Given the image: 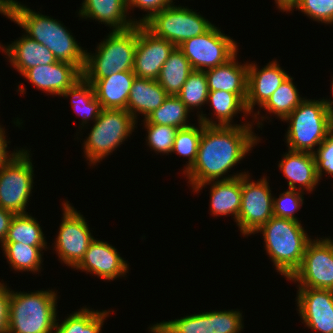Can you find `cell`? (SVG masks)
I'll list each match as a JSON object with an SVG mask.
<instances>
[{"mask_svg": "<svg viewBox=\"0 0 333 333\" xmlns=\"http://www.w3.org/2000/svg\"><path fill=\"white\" fill-rule=\"evenodd\" d=\"M5 130L0 125V168L4 166L12 157H14L19 150H13L14 152L9 153L7 151V143H10V141L6 140Z\"/></svg>", "mask_w": 333, "mask_h": 333, "instance_id": "cell-44", "label": "cell"}, {"mask_svg": "<svg viewBox=\"0 0 333 333\" xmlns=\"http://www.w3.org/2000/svg\"><path fill=\"white\" fill-rule=\"evenodd\" d=\"M331 93L333 95V78H332V86H331ZM325 100V103H326V107L327 109L329 110V112L333 115V100H330V99H324Z\"/></svg>", "mask_w": 333, "mask_h": 333, "instance_id": "cell-47", "label": "cell"}, {"mask_svg": "<svg viewBox=\"0 0 333 333\" xmlns=\"http://www.w3.org/2000/svg\"><path fill=\"white\" fill-rule=\"evenodd\" d=\"M57 292L10 289L8 333H55Z\"/></svg>", "mask_w": 333, "mask_h": 333, "instance_id": "cell-4", "label": "cell"}, {"mask_svg": "<svg viewBox=\"0 0 333 333\" xmlns=\"http://www.w3.org/2000/svg\"><path fill=\"white\" fill-rule=\"evenodd\" d=\"M7 262L15 271L39 272L43 263V249L47 246H30L19 242H4L1 245Z\"/></svg>", "mask_w": 333, "mask_h": 333, "instance_id": "cell-30", "label": "cell"}, {"mask_svg": "<svg viewBox=\"0 0 333 333\" xmlns=\"http://www.w3.org/2000/svg\"><path fill=\"white\" fill-rule=\"evenodd\" d=\"M137 122L125 109H103L83 143L89 165L111 155L134 132Z\"/></svg>", "mask_w": 333, "mask_h": 333, "instance_id": "cell-7", "label": "cell"}, {"mask_svg": "<svg viewBox=\"0 0 333 333\" xmlns=\"http://www.w3.org/2000/svg\"><path fill=\"white\" fill-rule=\"evenodd\" d=\"M210 212L213 216H234L235 222L241 206L242 176L230 180L210 181L198 185L193 192L199 193L210 185Z\"/></svg>", "mask_w": 333, "mask_h": 333, "instance_id": "cell-23", "label": "cell"}, {"mask_svg": "<svg viewBox=\"0 0 333 333\" xmlns=\"http://www.w3.org/2000/svg\"><path fill=\"white\" fill-rule=\"evenodd\" d=\"M267 178L251 181L250 175L242 176L241 206L236 225L243 236L254 234L273 217V196Z\"/></svg>", "mask_w": 333, "mask_h": 333, "instance_id": "cell-13", "label": "cell"}, {"mask_svg": "<svg viewBox=\"0 0 333 333\" xmlns=\"http://www.w3.org/2000/svg\"><path fill=\"white\" fill-rule=\"evenodd\" d=\"M283 156L278 168L288 180V189L311 193L319 184L314 154L288 149Z\"/></svg>", "mask_w": 333, "mask_h": 333, "instance_id": "cell-19", "label": "cell"}, {"mask_svg": "<svg viewBox=\"0 0 333 333\" xmlns=\"http://www.w3.org/2000/svg\"><path fill=\"white\" fill-rule=\"evenodd\" d=\"M168 96L157 80L135 77L127 101L126 111L136 121L138 114L144 115V119H146L163 104Z\"/></svg>", "mask_w": 333, "mask_h": 333, "instance_id": "cell-25", "label": "cell"}, {"mask_svg": "<svg viewBox=\"0 0 333 333\" xmlns=\"http://www.w3.org/2000/svg\"><path fill=\"white\" fill-rule=\"evenodd\" d=\"M132 71L117 72L100 80H87L94 87L97 100L103 109H127L132 83Z\"/></svg>", "mask_w": 333, "mask_h": 333, "instance_id": "cell-24", "label": "cell"}, {"mask_svg": "<svg viewBox=\"0 0 333 333\" xmlns=\"http://www.w3.org/2000/svg\"><path fill=\"white\" fill-rule=\"evenodd\" d=\"M304 193L300 190L287 189L281 192L279 198L273 197V216L299 221L295 212L297 213L304 203Z\"/></svg>", "mask_w": 333, "mask_h": 333, "instance_id": "cell-39", "label": "cell"}, {"mask_svg": "<svg viewBox=\"0 0 333 333\" xmlns=\"http://www.w3.org/2000/svg\"><path fill=\"white\" fill-rule=\"evenodd\" d=\"M178 48L198 71L225 64L239 49L237 42L214 24L205 33L185 40Z\"/></svg>", "mask_w": 333, "mask_h": 333, "instance_id": "cell-10", "label": "cell"}, {"mask_svg": "<svg viewBox=\"0 0 333 333\" xmlns=\"http://www.w3.org/2000/svg\"><path fill=\"white\" fill-rule=\"evenodd\" d=\"M199 127L193 124L185 128H179L175 135V141L171 153H177L180 156L188 157V163L183 169L186 172L195 162L199 141L202 135V122L198 121Z\"/></svg>", "mask_w": 333, "mask_h": 333, "instance_id": "cell-36", "label": "cell"}, {"mask_svg": "<svg viewBox=\"0 0 333 333\" xmlns=\"http://www.w3.org/2000/svg\"><path fill=\"white\" fill-rule=\"evenodd\" d=\"M62 205V222L53 249H55L59 261L61 260L66 266L75 269L95 238L81 212L77 211L67 200Z\"/></svg>", "mask_w": 333, "mask_h": 333, "instance_id": "cell-11", "label": "cell"}, {"mask_svg": "<svg viewBox=\"0 0 333 333\" xmlns=\"http://www.w3.org/2000/svg\"><path fill=\"white\" fill-rule=\"evenodd\" d=\"M288 280L297 283L298 288L333 290V239H311L301 266Z\"/></svg>", "mask_w": 333, "mask_h": 333, "instance_id": "cell-12", "label": "cell"}, {"mask_svg": "<svg viewBox=\"0 0 333 333\" xmlns=\"http://www.w3.org/2000/svg\"><path fill=\"white\" fill-rule=\"evenodd\" d=\"M288 76L289 74L280 67L277 60L269 62L261 69L255 63H248L247 97L245 101L248 112L253 113L256 104L261 109Z\"/></svg>", "mask_w": 333, "mask_h": 333, "instance_id": "cell-17", "label": "cell"}, {"mask_svg": "<svg viewBox=\"0 0 333 333\" xmlns=\"http://www.w3.org/2000/svg\"><path fill=\"white\" fill-rule=\"evenodd\" d=\"M252 126L248 121L231 126L202 123L196 160L183 173L186 174L185 177L193 190L206 182L230 180L247 174L244 171L225 176L260 142V137L256 136Z\"/></svg>", "mask_w": 333, "mask_h": 333, "instance_id": "cell-1", "label": "cell"}, {"mask_svg": "<svg viewBox=\"0 0 333 333\" xmlns=\"http://www.w3.org/2000/svg\"><path fill=\"white\" fill-rule=\"evenodd\" d=\"M10 288L0 282V333H8Z\"/></svg>", "mask_w": 333, "mask_h": 333, "instance_id": "cell-43", "label": "cell"}, {"mask_svg": "<svg viewBox=\"0 0 333 333\" xmlns=\"http://www.w3.org/2000/svg\"><path fill=\"white\" fill-rule=\"evenodd\" d=\"M190 112L177 96L169 95L159 108L143 119V122L144 124L170 125L178 129L185 128L192 125L187 120Z\"/></svg>", "mask_w": 333, "mask_h": 333, "instance_id": "cell-33", "label": "cell"}, {"mask_svg": "<svg viewBox=\"0 0 333 333\" xmlns=\"http://www.w3.org/2000/svg\"><path fill=\"white\" fill-rule=\"evenodd\" d=\"M209 94L207 77L205 71L193 70L186 82L183 84L180 92L176 95L190 111L198 109L207 103Z\"/></svg>", "mask_w": 333, "mask_h": 333, "instance_id": "cell-35", "label": "cell"}, {"mask_svg": "<svg viewBox=\"0 0 333 333\" xmlns=\"http://www.w3.org/2000/svg\"><path fill=\"white\" fill-rule=\"evenodd\" d=\"M193 70L184 53L176 47L163 64L157 81L168 95L176 96Z\"/></svg>", "mask_w": 333, "mask_h": 333, "instance_id": "cell-28", "label": "cell"}, {"mask_svg": "<svg viewBox=\"0 0 333 333\" xmlns=\"http://www.w3.org/2000/svg\"><path fill=\"white\" fill-rule=\"evenodd\" d=\"M319 100L304 99L283 120L289 122L285 134L289 150L313 154L333 129V115L324 98Z\"/></svg>", "mask_w": 333, "mask_h": 333, "instance_id": "cell-6", "label": "cell"}, {"mask_svg": "<svg viewBox=\"0 0 333 333\" xmlns=\"http://www.w3.org/2000/svg\"><path fill=\"white\" fill-rule=\"evenodd\" d=\"M42 228L30 214H16L4 242H19L30 246H47Z\"/></svg>", "mask_w": 333, "mask_h": 333, "instance_id": "cell-31", "label": "cell"}, {"mask_svg": "<svg viewBox=\"0 0 333 333\" xmlns=\"http://www.w3.org/2000/svg\"><path fill=\"white\" fill-rule=\"evenodd\" d=\"M147 129L146 142L156 153L169 154L172 151L178 128L170 125L144 124Z\"/></svg>", "mask_w": 333, "mask_h": 333, "instance_id": "cell-37", "label": "cell"}, {"mask_svg": "<svg viewBox=\"0 0 333 333\" xmlns=\"http://www.w3.org/2000/svg\"><path fill=\"white\" fill-rule=\"evenodd\" d=\"M238 52L225 64L205 71L209 91H227L238 95L244 102L247 97L248 62L239 64Z\"/></svg>", "mask_w": 333, "mask_h": 333, "instance_id": "cell-22", "label": "cell"}, {"mask_svg": "<svg viewBox=\"0 0 333 333\" xmlns=\"http://www.w3.org/2000/svg\"><path fill=\"white\" fill-rule=\"evenodd\" d=\"M110 310H93L83 307L68 315L60 324L56 320L55 333H101ZM108 316V317H107Z\"/></svg>", "mask_w": 333, "mask_h": 333, "instance_id": "cell-29", "label": "cell"}, {"mask_svg": "<svg viewBox=\"0 0 333 333\" xmlns=\"http://www.w3.org/2000/svg\"><path fill=\"white\" fill-rule=\"evenodd\" d=\"M144 25L156 36L178 47L185 40L205 33L213 24L199 12L173 3L156 13Z\"/></svg>", "mask_w": 333, "mask_h": 333, "instance_id": "cell-9", "label": "cell"}, {"mask_svg": "<svg viewBox=\"0 0 333 333\" xmlns=\"http://www.w3.org/2000/svg\"><path fill=\"white\" fill-rule=\"evenodd\" d=\"M259 232L275 269L289 279L301 266L306 246L311 240L301 221L273 216L254 234Z\"/></svg>", "mask_w": 333, "mask_h": 333, "instance_id": "cell-3", "label": "cell"}, {"mask_svg": "<svg viewBox=\"0 0 333 333\" xmlns=\"http://www.w3.org/2000/svg\"><path fill=\"white\" fill-rule=\"evenodd\" d=\"M173 4V0H127V10L138 7L140 10L146 11L144 17L137 20V24H145L148 22L156 13L160 12L164 8L169 7Z\"/></svg>", "mask_w": 333, "mask_h": 333, "instance_id": "cell-42", "label": "cell"}, {"mask_svg": "<svg viewBox=\"0 0 333 333\" xmlns=\"http://www.w3.org/2000/svg\"><path fill=\"white\" fill-rule=\"evenodd\" d=\"M313 154L319 181L324 173L333 177V129Z\"/></svg>", "mask_w": 333, "mask_h": 333, "instance_id": "cell-41", "label": "cell"}, {"mask_svg": "<svg viewBox=\"0 0 333 333\" xmlns=\"http://www.w3.org/2000/svg\"><path fill=\"white\" fill-rule=\"evenodd\" d=\"M295 8L313 21L333 24V0H301Z\"/></svg>", "mask_w": 333, "mask_h": 333, "instance_id": "cell-40", "label": "cell"}, {"mask_svg": "<svg viewBox=\"0 0 333 333\" xmlns=\"http://www.w3.org/2000/svg\"><path fill=\"white\" fill-rule=\"evenodd\" d=\"M61 96H71L72 108L82 116L81 129L89 121L95 122L103 110L101 103L97 100L94 87L83 76L69 87Z\"/></svg>", "mask_w": 333, "mask_h": 333, "instance_id": "cell-27", "label": "cell"}, {"mask_svg": "<svg viewBox=\"0 0 333 333\" xmlns=\"http://www.w3.org/2000/svg\"><path fill=\"white\" fill-rule=\"evenodd\" d=\"M78 15L104 23L112 27L111 31H123L137 24V19L128 17L127 0H83Z\"/></svg>", "mask_w": 333, "mask_h": 333, "instance_id": "cell-21", "label": "cell"}, {"mask_svg": "<svg viewBox=\"0 0 333 333\" xmlns=\"http://www.w3.org/2000/svg\"><path fill=\"white\" fill-rule=\"evenodd\" d=\"M148 328L151 333H210L209 312L192 314L171 321L157 322Z\"/></svg>", "mask_w": 333, "mask_h": 333, "instance_id": "cell-34", "label": "cell"}, {"mask_svg": "<svg viewBox=\"0 0 333 333\" xmlns=\"http://www.w3.org/2000/svg\"><path fill=\"white\" fill-rule=\"evenodd\" d=\"M206 104H210L209 106L211 107V110L213 109L216 121L211 118L209 119V117L207 118L202 110L199 113L197 120L204 125H238L232 123L233 117L236 116V114L242 111L244 114L243 116L250 115L246 108V103L238 95L227 91H209Z\"/></svg>", "mask_w": 333, "mask_h": 333, "instance_id": "cell-26", "label": "cell"}, {"mask_svg": "<svg viewBox=\"0 0 333 333\" xmlns=\"http://www.w3.org/2000/svg\"><path fill=\"white\" fill-rule=\"evenodd\" d=\"M37 89L50 95L61 96L82 77V71L74 64L57 61L28 69L23 75Z\"/></svg>", "mask_w": 333, "mask_h": 333, "instance_id": "cell-18", "label": "cell"}, {"mask_svg": "<svg viewBox=\"0 0 333 333\" xmlns=\"http://www.w3.org/2000/svg\"><path fill=\"white\" fill-rule=\"evenodd\" d=\"M24 5L15 0H0V14L17 23L28 37L46 46L57 61L74 64L83 71L86 50L65 25Z\"/></svg>", "mask_w": 333, "mask_h": 333, "instance_id": "cell-2", "label": "cell"}, {"mask_svg": "<svg viewBox=\"0 0 333 333\" xmlns=\"http://www.w3.org/2000/svg\"><path fill=\"white\" fill-rule=\"evenodd\" d=\"M30 151L21 148L0 168V207L16 214H26L32 196L34 170Z\"/></svg>", "mask_w": 333, "mask_h": 333, "instance_id": "cell-8", "label": "cell"}, {"mask_svg": "<svg viewBox=\"0 0 333 333\" xmlns=\"http://www.w3.org/2000/svg\"><path fill=\"white\" fill-rule=\"evenodd\" d=\"M1 45L0 50L5 53L13 68L22 76L28 69L35 66L49 65L57 62L54 54L43 44L28 37L25 33L12 44Z\"/></svg>", "mask_w": 333, "mask_h": 333, "instance_id": "cell-20", "label": "cell"}, {"mask_svg": "<svg viewBox=\"0 0 333 333\" xmlns=\"http://www.w3.org/2000/svg\"><path fill=\"white\" fill-rule=\"evenodd\" d=\"M138 24L123 31H110L96 47V53L86 50L82 76L100 80L117 72L132 71L137 46Z\"/></svg>", "mask_w": 333, "mask_h": 333, "instance_id": "cell-5", "label": "cell"}, {"mask_svg": "<svg viewBox=\"0 0 333 333\" xmlns=\"http://www.w3.org/2000/svg\"><path fill=\"white\" fill-rule=\"evenodd\" d=\"M15 216L14 213L4 210L2 207H0V243L1 245L4 243L7 234L8 229L10 227V223Z\"/></svg>", "mask_w": 333, "mask_h": 333, "instance_id": "cell-45", "label": "cell"}, {"mask_svg": "<svg viewBox=\"0 0 333 333\" xmlns=\"http://www.w3.org/2000/svg\"><path fill=\"white\" fill-rule=\"evenodd\" d=\"M296 301L306 327L317 333H333V290L298 288Z\"/></svg>", "mask_w": 333, "mask_h": 333, "instance_id": "cell-15", "label": "cell"}, {"mask_svg": "<svg viewBox=\"0 0 333 333\" xmlns=\"http://www.w3.org/2000/svg\"><path fill=\"white\" fill-rule=\"evenodd\" d=\"M300 1L301 0H275V4H277V9L281 12L286 11V13H290V11H293Z\"/></svg>", "mask_w": 333, "mask_h": 333, "instance_id": "cell-46", "label": "cell"}, {"mask_svg": "<svg viewBox=\"0 0 333 333\" xmlns=\"http://www.w3.org/2000/svg\"><path fill=\"white\" fill-rule=\"evenodd\" d=\"M119 253L107 241L94 239L90 243L84 258L75 268L109 281L122 276L125 277L129 270V264Z\"/></svg>", "mask_w": 333, "mask_h": 333, "instance_id": "cell-16", "label": "cell"}, {"mask_svg": "<svg viewBox=\"0 0 333 333\" xmlns=\"http://www.w3.org/2000/svg\"><path fill=\"white\" fill-rule=\"evenodd\" d=\"M243 316L239 310L209 312L210 333H241L244 328Z\"/></svg>", "mask_w": 333, "mask_h": 333, "instance_id": "cell-38", "label": "cell"}, {"mask_svg": "<svg viewBox=\"0 0 333 333\" xmlns=\"http://www.w3.org/2000/svg\"><path fill=\"white\" fill-rule=\"evenodd\" d=\"M289 75L279 88L261 107L283 121L305 98L300 97L298 89Z\"/></svg>", "mask_w": 333, "mask_h": 333, "instance_id": "cell-32", "label": "cell"}, {"mask_svg": "<svg viewBox=\"0 0 333 333\" xmlns=\"http://www.w3.org/2000/svg\"><path fill=\"white\" fill-rule=\"evenodd\" d=\"M175 48V45L156 36L144 24H138L133 66L136 77L157 80L163 64Z\"/></svg>", "mask_w": 333, "mask_h": 333, "instance_id": "cell-14", "label": "cell"}]
</instances>
